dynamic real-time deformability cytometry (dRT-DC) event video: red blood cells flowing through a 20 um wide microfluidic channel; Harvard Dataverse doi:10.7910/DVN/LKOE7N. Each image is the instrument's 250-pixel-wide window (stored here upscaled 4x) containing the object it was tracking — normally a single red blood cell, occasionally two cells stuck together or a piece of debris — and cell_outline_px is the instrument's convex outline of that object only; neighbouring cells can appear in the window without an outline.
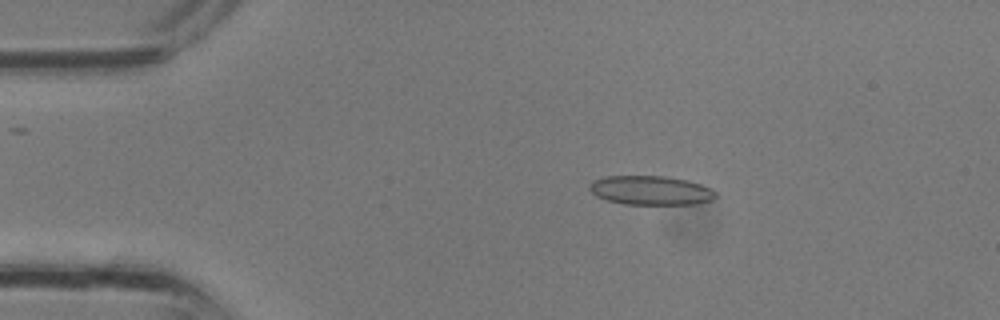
{"species": "common noctule bat (a hibernating species)", "species_latin": "Nyctalus noctula", "temperature_condition": "room temperature", "stored_images_in_passage": 33, "camera_frame_rate_fps": 3000, "um_per_image_px": 0.085, "animal": {"sex": "male", "body_mass_g": 13.3}, "frame": {"image": 1, "passage_image": 6, "time_ms": 1.667, "image_size_px": [1000, 320], "cell_outline_px": [[716, 196], [712, 200], [696, 204], [624, 204], [608, 200], [596, 196], [588, 188], [588, 184], [592, 180], [604, 176], [664, 176], [688, 180], [712, 188], [716, 192]], "centroid_in_image_um": [55.3, 16.17], "position_along_channel_um": 29.7, "area_um2": 21.56}}
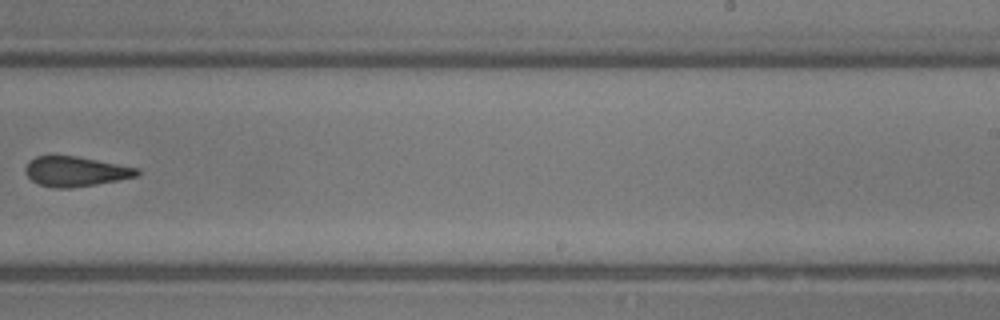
{"frame": {"image": 2, "passage_image": 21, "time_ms": 6.667, "image_size_px": [1000, 320], "cell_outline_px": [[140, 172], [136, 176], [96, 184], [72, 188], [52, 188], [40, 184], [32, 180], [24, 172], [24, 168], [28, 160], [36, 156], [76, 156], [140, 168]], "centroid_in_image_um": [6.39, 14.57], "position_along_channel_um": 282.6, "area_um2": 19.42}}
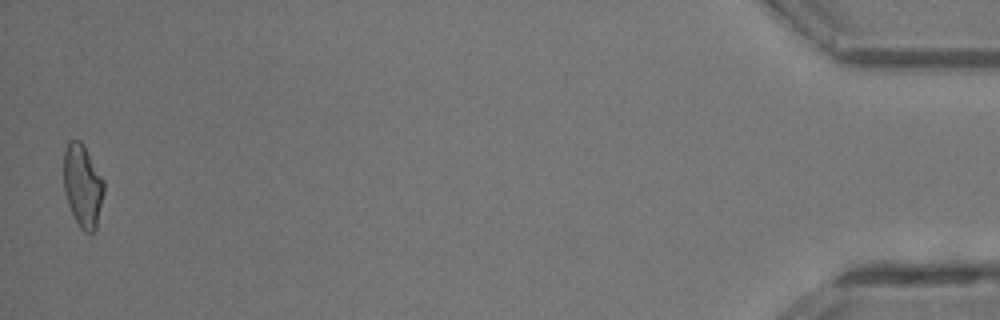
{"frame": {"image": 3, "passage_image": 33, "time_ms": 10.667, "image_size_px": [1000, 320], "cell_outline_px": [[104, 192], [96, 228], [92, 232], [84, 232], [80, 228], [68, 204], [64, 192], [64, 148], [68, 140], [80, 140], [104, 180]], "centroid_in_image_um": [7.02, 15.78], "position_along_channel_um": 428.2, "area_um2": 19.25}}